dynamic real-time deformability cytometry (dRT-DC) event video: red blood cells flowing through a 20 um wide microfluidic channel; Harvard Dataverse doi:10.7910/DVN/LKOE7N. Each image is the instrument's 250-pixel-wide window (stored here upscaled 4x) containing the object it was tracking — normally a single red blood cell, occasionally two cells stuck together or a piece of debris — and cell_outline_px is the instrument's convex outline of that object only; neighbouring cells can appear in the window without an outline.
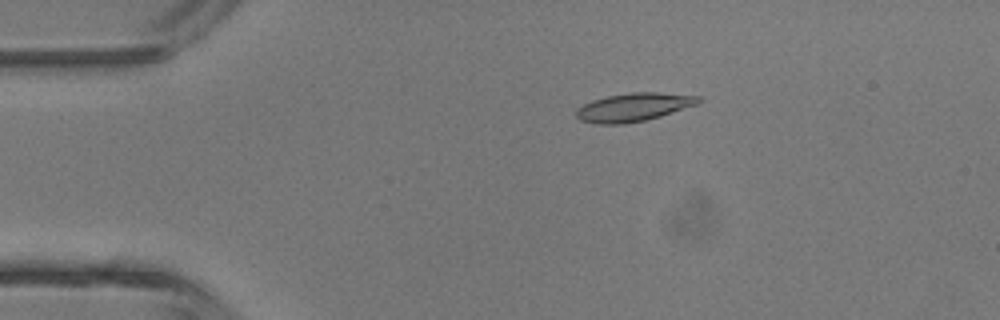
{"species": "common noctule bat (a hibernating species)", "species_latin": "Nyctalus noctula", "temperature_condition": "room temperature", "stored_images_in_passage": 5, "camera_frame_rate_fps": 3000, "um_per_image_px": 0.085, "animal": {"sex": "male", "body_mass_g": 13.3}, "frame": {"image": 1, "passage_image": 3, "time_ms": 2.333, "image_size_px": [1000, 320], "cell_outline_px": [[700, 100], [696, 104], [660, 116], [644, 120], [624, 124], [600, 124], [580, 120], [576, 116], [576, 108], [592, 100], [608, 96], [628, 92], [660, 92], [700, 96]], "centroid_in_image_um": [53.82, 9.1], "position_along_channel_um": 31.2, "area_um2": 20.0}}